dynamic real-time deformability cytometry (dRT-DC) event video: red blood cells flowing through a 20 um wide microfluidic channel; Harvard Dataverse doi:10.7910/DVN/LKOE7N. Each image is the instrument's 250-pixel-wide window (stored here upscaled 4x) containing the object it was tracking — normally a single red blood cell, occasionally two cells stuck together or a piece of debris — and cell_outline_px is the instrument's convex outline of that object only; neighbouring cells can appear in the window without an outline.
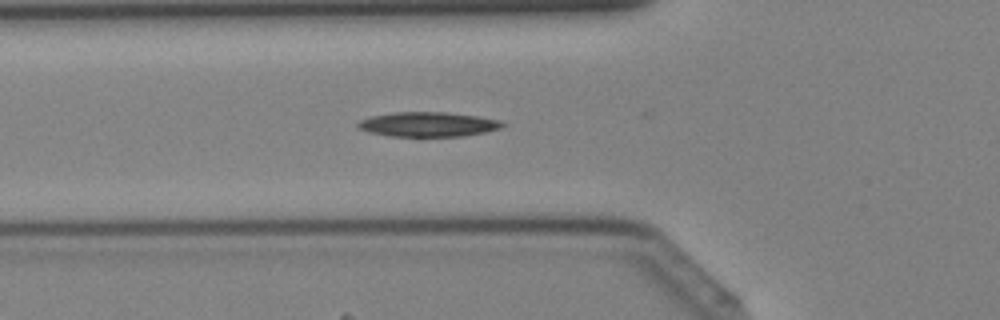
{"species": "Egyptian fruit bat (a non-hibernating species)", "species_latin": "Rousettus aegyptiacus", "temperature_condition": "cold", "stored_images_in_passage": 37, "camera_frame_rate_fps": 3000, "um_per_image_px": 0.085, "animal": {"sex": "female"}, "frame": {"image": 1, "passage_image": 14, "time_ms": 4.333, "image_size_px": [1000, 320], "cell_outline_px": [[508, 124], [500, 128], [484, 132], [464, 136], [392, 136], [368, 132], [360, 128], [356, 124], [360, 120], [372, 116], [392, 112], [448, 112], [504, 120]], "centroid_in_image_um": [36.44, 10.56], "position_along_channel_um": 89.4, "area_um2": 20.81}}
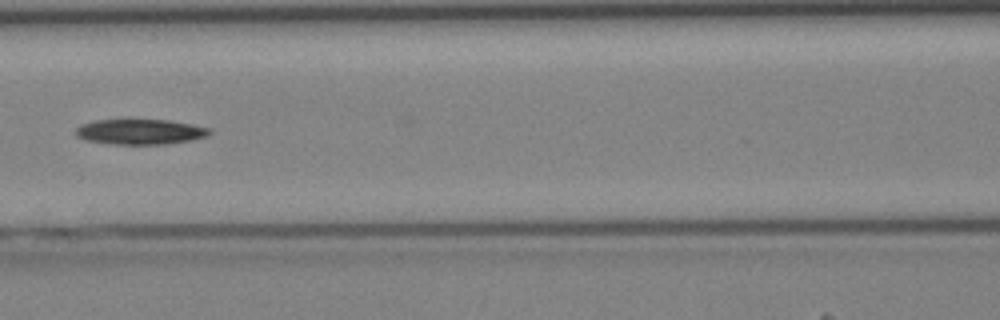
{"frame": {"image": 2, "passage_image": 18, "time_ms": 5.667, "image_size_px": [1000, 320], "cell_outline_px": [[212, 132], [208, 136], [192, 140], [164, 144], [112, 144], [88, 140], [76, 136], [76, 128], [80, 124], [92, 120], [124, 116], [128, 116], [168, 120], [192, 124], [212, 128]], "centroid_in_image_um": [11.89, 11.13], "position_along_channel_um": 154.7, "area_um2": 20.92}}
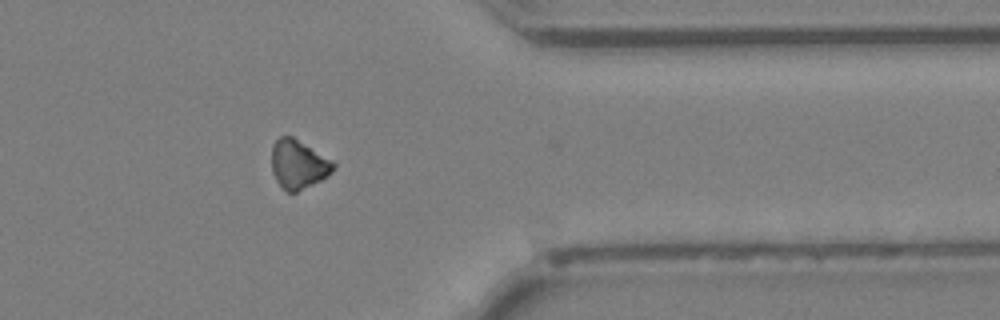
{"frame": {"image": 3, "passage_image": 33, "time_ms": 10.667, "image_size_px": [1000, 320], "cell_outline_px": [[336, 164], [332, 172], [328, 176], [296, 192], [288, 192], [276, 180], [272, 172], [272, 144], [280, 136], [292, 136], [332, 160]], "centroid_in_image_um": [25.35, 13.95], "position_along_channel_um": 386.0, "area_um2": 17.4}}